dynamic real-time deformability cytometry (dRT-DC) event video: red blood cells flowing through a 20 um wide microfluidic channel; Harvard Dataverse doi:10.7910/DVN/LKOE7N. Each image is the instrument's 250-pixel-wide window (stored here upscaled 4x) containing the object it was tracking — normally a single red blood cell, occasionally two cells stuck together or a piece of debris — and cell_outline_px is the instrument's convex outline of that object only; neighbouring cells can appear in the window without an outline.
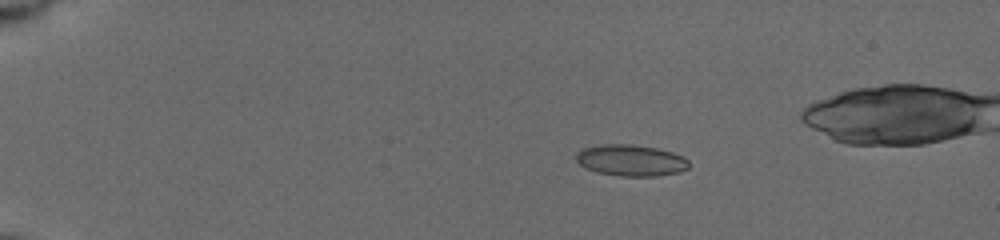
{"species": "common noctule bat (a hibernating species)", "species_latin": "Nyctalus noctula", "temperature_condition": "cold", "stored_images_in_passage": 83, "camera_frame_rate_fps": 3000, "um_per_image_px": 0.085, "animal": {"sex": "female", "body_mass_g": 19.5, "forearm_length_mm": 54.1}, "frame": {"image": 1, "passage_image": 19, "time_ms": 3.667, "image_size_px": [1000, 240], "cell_outline_px": [[688, 168], [680, 172], [656, 176], [620, 176], [596, 172], [584, 168], [576, 160], [576, 152], [580, 148], [600, 144], [632, 144], [656, 148], [672, 152], [684, 156], [688, 160]], "centroid_in_image_um": [53.59, 13.62], "position_along_channel_um": 31.4, "area_um2": 20.87}}
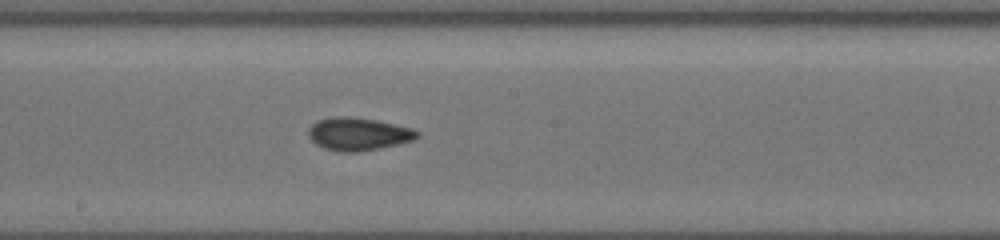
{"frame": {"image": 2, "passage_image": 55, "time_ms": 10.667, "image_size_px": [1000, 240], "cell_outline_px": [[420, 136], [412, 140], [380, 148], [356, 152], [340, 152], [324, 148], [316, 144], [308, 136], [308, 128], [316, 120], [332, 116], [348, 116], [376, 120], [412, 128], [420, 132]], "centroid_in_image_um": [30.42, 11.38], "position_along_channel_um": 217.8, "area_um2": 20.87}}
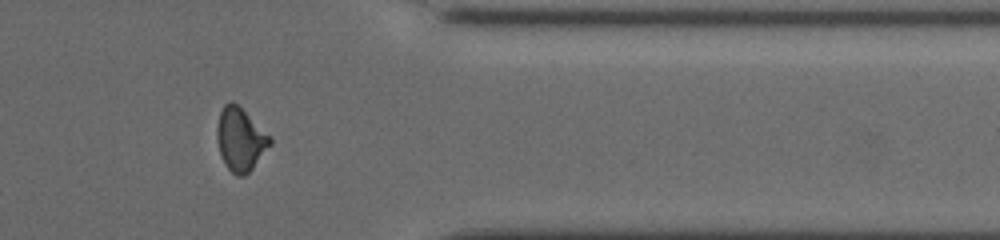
{"frame": {"image": 3, "passage_image": 74, "time_ms": 15.333, "image_size_px": [1000, 240], "cell_outline_px": [[272, 144], [252, 168], [244, 176], [236, 176], [224, 164], [220, 156], [216, 140], [216, 128], [220, 112], [224, 104], [228, 100], [232, 100], [272, 140]], "centroid_in_image_um": [20.37, 11.87], "position_along_channel_um": 391.0, "area_um2": 19.19}}